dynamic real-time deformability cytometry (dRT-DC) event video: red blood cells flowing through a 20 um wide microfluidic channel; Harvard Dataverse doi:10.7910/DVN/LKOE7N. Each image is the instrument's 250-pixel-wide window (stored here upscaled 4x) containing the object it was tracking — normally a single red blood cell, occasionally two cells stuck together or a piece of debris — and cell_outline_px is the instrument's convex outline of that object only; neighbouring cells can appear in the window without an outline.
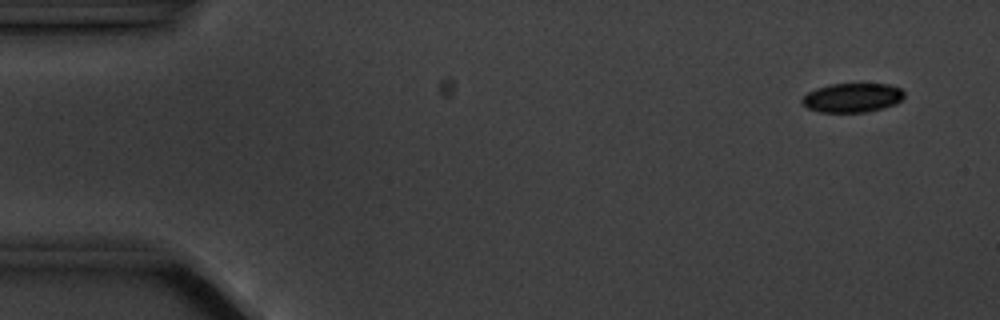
{"species": "common noctule bat (a hibernating species)", "species_latin": "Nyctalus noctula", "temperature_condition": "cold", "stored_images_in_passage": 6, "segment_of_instrument_passage": [2, 2], "camera_frame_rate_fps": 3000, "um_per_image_px": 0.085, "animal": {"sex": "male", "body_mass_g": 20.1, "forearm_length_mm": 53.5}, "frame": {"image": 1, "passage_image": 6, "time_ms": 6.0, "image_size_px": [1000, 320], "cell_outline_px": [[904, 96], [896, 104], [864, 112], [820, 112], [808, 108], [800, 100], [808, 92], [816, 88], [828, 84], [888, 84], [900, 88], [904, 92]], "centroid_in_image_um": [72.43, 8.3], "position_along_channel_um": 12.6, "area_um2": 17.22}}